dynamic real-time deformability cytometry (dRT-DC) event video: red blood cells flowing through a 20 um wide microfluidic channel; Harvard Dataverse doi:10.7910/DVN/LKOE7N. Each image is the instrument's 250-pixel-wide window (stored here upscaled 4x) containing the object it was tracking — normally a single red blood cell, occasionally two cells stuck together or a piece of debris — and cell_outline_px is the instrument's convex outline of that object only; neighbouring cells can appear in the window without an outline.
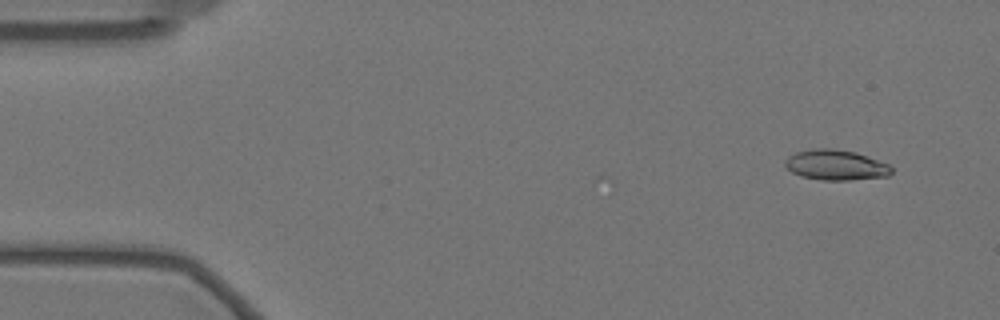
{"species": "Egyptian fruit bat (a non-hibernating species)", "species_latin": "Rousettus aegyptiacus", "temperature_condition": "warm", "stored_images_in_passage": 9, "camera_frame_rate_fps": 3000, "um_per_image_px": 0.085, "animal": {"sex": "female"}, "frame": {"image": 1, "passage_image": 9, "time_ms": 2.667, "image_size_px": [1000, 320], "cell_outline_px": [[892, 172], [888, 176], [848, 180], [824, 180], [800, 176], [792, 172], [784, 164], [784, 160], [788, 156], [796, 152], [812, 148], [828, 148], [856, 152], [868, 156], [888, 164], [892, 168]], "centroid_in_image_um": [71.03, 14.02], "position_along_channel_um": 14.0, "area_um2": 18.79}}